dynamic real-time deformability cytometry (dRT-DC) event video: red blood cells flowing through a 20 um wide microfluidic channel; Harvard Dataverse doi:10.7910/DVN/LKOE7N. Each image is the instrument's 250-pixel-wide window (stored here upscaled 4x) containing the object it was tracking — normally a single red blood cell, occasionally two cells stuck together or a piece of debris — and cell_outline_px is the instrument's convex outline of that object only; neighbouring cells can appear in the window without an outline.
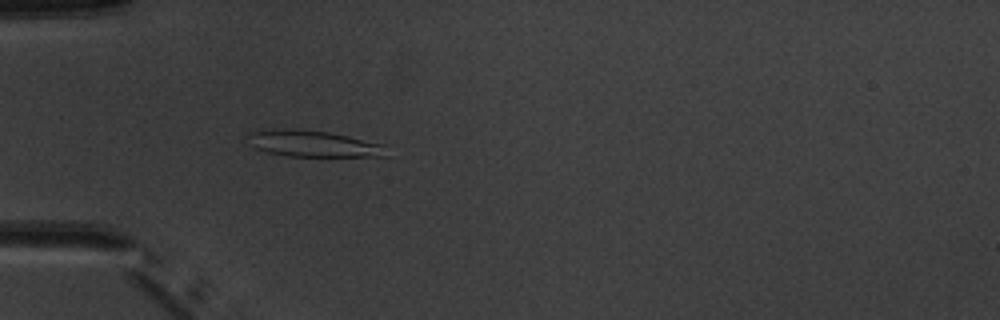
{"species": "common noctule bat (a hibernating species)", "species_latin": "Nyctalus noctula", "temperature_condition": "warm", "stored_images_in_passage": 4, "camera_frame_rate_fps": 3000, "um_per_image_px": 0.085, "animal": {"sex": "male", "body_mass_g": 20.1, "forearm_length_mm": 53.5}, "frame": {"image": 1, "passage_image": 4, "time_ms": 4.667, "image_size_px": [1000, 320], "cell_outline_px": [[388, 156], [288, 156], [268, 152], [256, 148], [252, 144], [248, 132], [260, 128], [300, 128], [328, 132], [388, 144]], "centroid_in_image_um": [26.67, 12.18], "position_along_channel_um": 58.3, "area_um2": 21.79}}